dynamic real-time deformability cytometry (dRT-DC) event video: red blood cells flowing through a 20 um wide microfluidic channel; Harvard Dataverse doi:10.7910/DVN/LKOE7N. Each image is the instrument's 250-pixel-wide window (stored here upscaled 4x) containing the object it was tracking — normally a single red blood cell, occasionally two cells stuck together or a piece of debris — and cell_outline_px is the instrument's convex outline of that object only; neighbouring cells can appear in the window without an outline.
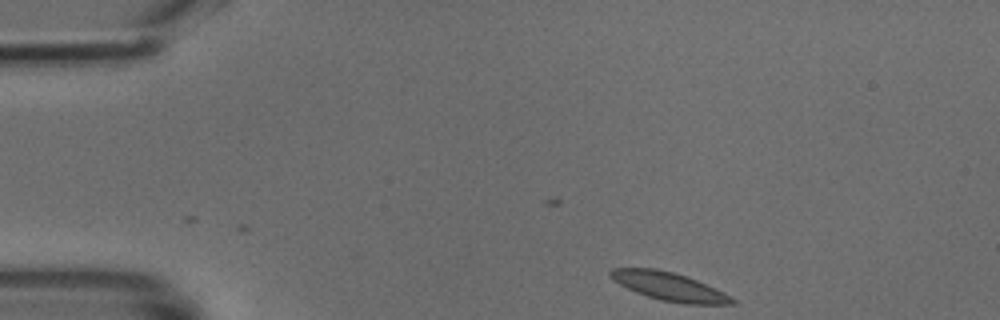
{"species": "common noctule bat (a hibernating species)", "species_latin": "Nyctalus noctula", "temperature_condition": "cold", "stored_images_in_passage": 32, "camera_frame_rate_fps": 3000, "um_per_image_px": 0.085, "animal": {"sex": "male", "body_mass_g": 18.8}, "frame": {"image": 1, "passage_image": 1, "time_ms": 0.0, "image_size_px": [1000, 320], "cell_outline_px": [[736, 304], [684, 304], [660, 300], [636, 292], [620, 284], [608, 276], [608, 272], [612, 268], [656, 268], [672, 272], [696, 280], [716, 288], [724, 292], [736, 300]], "centroid_in_image_um": [56.88, 24.35], "position_along_channel_um": 28.1, "area_um2": 19.94}}
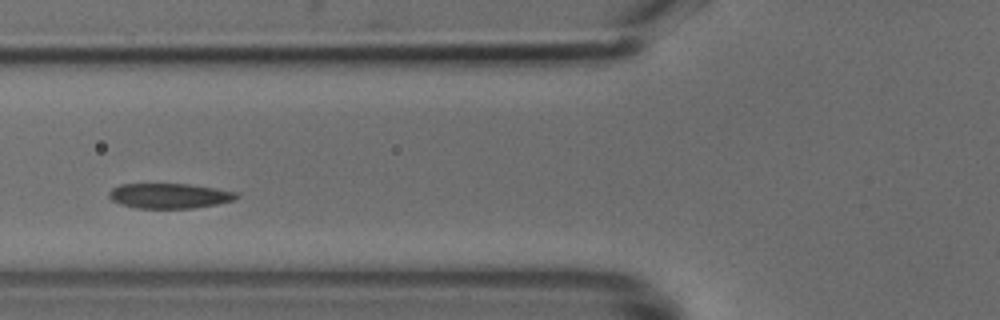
{"frame": {"image": 2, "passage_image": 12, "time_ms": 3.667, "image_size_px": [1000, 320], "cell_outline_px": [[240, 196], [236, 200], [216, 204], [192, 208], [136, 208], [120, 204], [112, 200], [108, 196], [108, 192], [112, 188], [120, 184], [188, 184], [216, 188], [236, 192]], "centroid_in_image_um": [14.4, 16.64], "position_along_channel_um": 111.4, "area_um2": 18.67}}
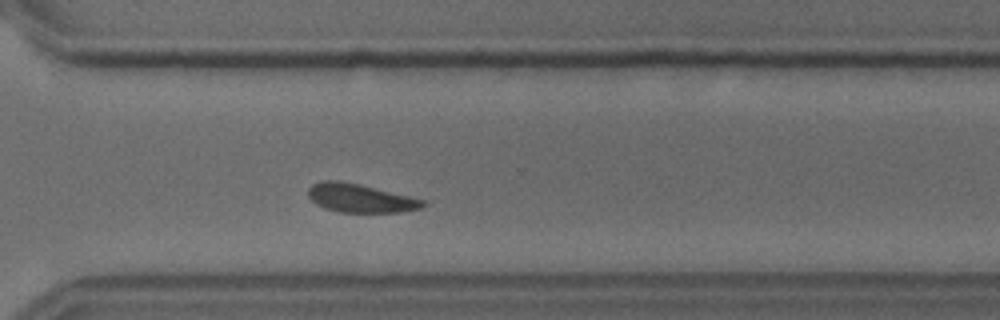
{"frame": {"image": 3, "passage_image": 29, "time_ms": 9.333, "image_size_px": [1000, 320], "cell_outline_px": [[428, 204], [420, 208], [400, 212], [340, 212], [324, 208], [316, 204], [308, 196], [308, 188], [312, 184], [320, 180], [340, 180], [360, 184], [424, 200]], "centroid_in_image_um": [30.58, 16.83], "position_along_channel_um": 340.0, "area_um2": 19.07}}